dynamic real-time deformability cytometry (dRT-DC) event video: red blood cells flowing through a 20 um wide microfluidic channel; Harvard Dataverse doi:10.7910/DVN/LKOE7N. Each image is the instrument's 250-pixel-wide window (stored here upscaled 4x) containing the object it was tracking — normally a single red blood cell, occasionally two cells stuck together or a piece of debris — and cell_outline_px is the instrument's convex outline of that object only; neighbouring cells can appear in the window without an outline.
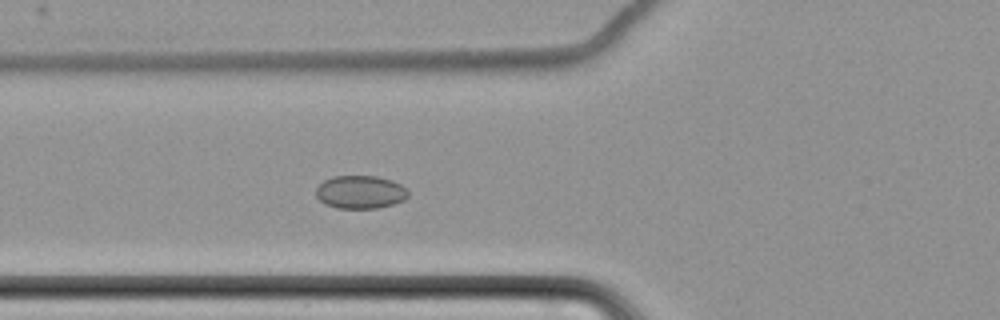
{"species": "common noctule bat (a hibernating species)", "species_latin": "Nyctalus noctula", "temperature_condition": "cold", "stored_images_in_passage": 8, "camera_frame_rate_fps": 3000, "um_per_image_px": 0.085, "animal": {"sex": "female", "body_mass_g": 22.7, "forearm_length_mm": 54.2}, "frame": {"image": 1, "passage_image": 8, "time_ms": 8.333, "image_size_px": [1000, 320], "cell_outline_px": [[408, 196], [404, 200], [392, 204], [376, 208], [336, 208], [324, 204], [316, 196], [316, 188], [324, 180], [332, 176], [376, 176], [392, 180], [400, 184], [408, 192]], "centroid_in_image_um": [30.6, 16.32], "position_along_channel_um": 95.2, "area_um2": 17.74}}